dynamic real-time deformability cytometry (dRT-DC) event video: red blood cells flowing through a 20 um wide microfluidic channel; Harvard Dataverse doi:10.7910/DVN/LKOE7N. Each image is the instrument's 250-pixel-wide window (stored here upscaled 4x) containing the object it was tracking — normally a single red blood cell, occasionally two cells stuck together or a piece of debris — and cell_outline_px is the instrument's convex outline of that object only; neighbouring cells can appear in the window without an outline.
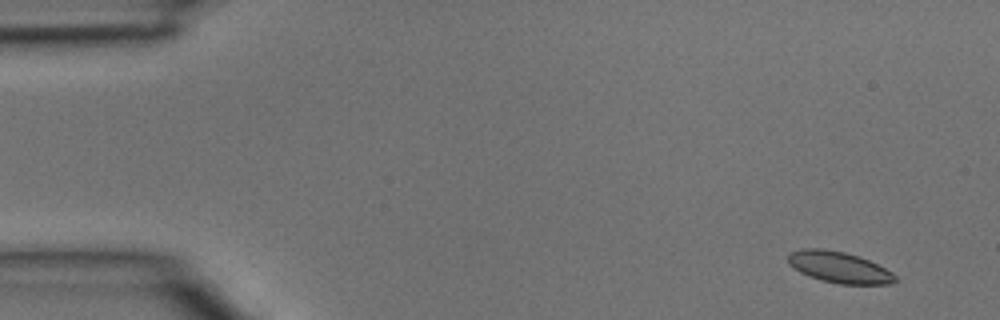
{"species": "common noctule bat (a hibernating species)", "species_latin": "Nyctalus noctula", "temperature_condition": "room temperature", "stored_images_in_passage": 3, "camera_frame_rate_fps": 3000, "um_per_image_px": 0.085, "animal": {"sex": "male", "body_mass_g": 15.6}, "frame": {"image": 1, "passage_image": 1, "time_ms": 0.0, "image_size_px": [1000, 320], "cell_outline_px": [[900, 280], [892, 284], [840, 284], [820, 280], [808, 276], [800, 272], [788, 264], [788, 256], [792, 252], [804, 248], [820, 248], [844, 252], [860, 256], [892, 272]], "centroid_in_image_um": [71.35, 22.73], "position_along_channel_um": 13.7, "area_um2": 19.54}}